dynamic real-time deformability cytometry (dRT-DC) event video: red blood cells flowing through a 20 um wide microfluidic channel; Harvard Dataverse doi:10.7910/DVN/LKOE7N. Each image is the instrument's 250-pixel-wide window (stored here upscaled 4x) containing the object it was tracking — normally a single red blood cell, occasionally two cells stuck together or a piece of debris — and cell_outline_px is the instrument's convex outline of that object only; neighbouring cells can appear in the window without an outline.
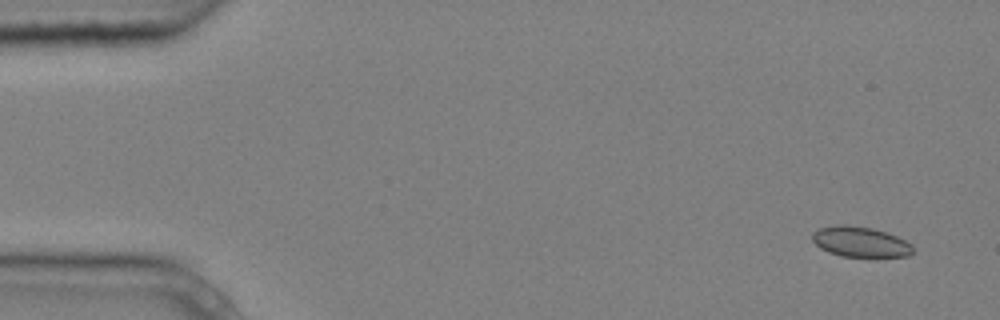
{"species": "common noctule bat (a hibernating species)", "species_latin": "Nyctalus noctula", "temperature_condition": "cold", "stored_images_in_passage": 4, "camera_frame_rate_fps": 3000, "um_per_image_px": 0.085, "animal": {"sex": "male", "body_mass_g": 20.4}, "frame": {"image": 1, "passage_image": 1, "time_ms": 0.0, "image_size_px": [1000, 320], "cell_outline_px": [[912, 252], [908, 256], [840, 256], [828, 252], [820, 248], [812, 240], [812, 232], [816, 228], [836, 224], [848, 224], [872, 228], [888, 232], [912, 244]], "centroid_in_image_um": [73.07, 20.53], "position_along_channel_um": 11.9, "area_um2": 17.92}}
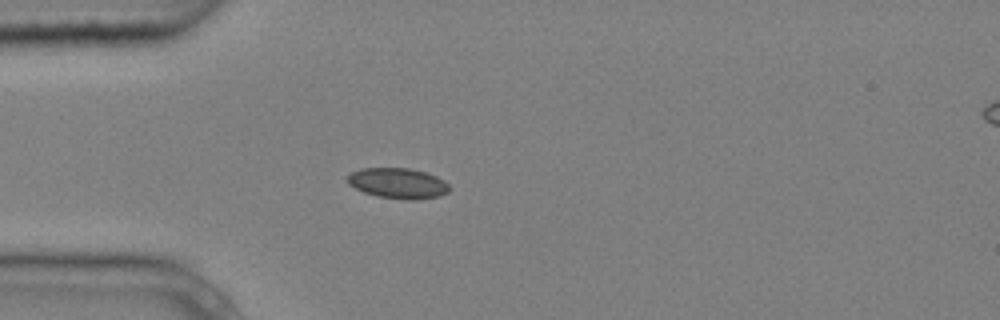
{"frame": {"image": 2, "passage_image": 4, "time_ms": 1.0, "image_size_px": [1000, 320], "cell_outline_px": [[448, 192], [440, 196], [416, 200], [404, 200], [376, 196], [364, 192], [348, 184], [344, 176], [360, 168], [408, 168], [424, 172], [436, 176], [444, 180], [448, 184]], "centroid_in_image_um": [33.79, 15.58], "position_along_channel_um": 51.2, "area_um2": 18.26}}